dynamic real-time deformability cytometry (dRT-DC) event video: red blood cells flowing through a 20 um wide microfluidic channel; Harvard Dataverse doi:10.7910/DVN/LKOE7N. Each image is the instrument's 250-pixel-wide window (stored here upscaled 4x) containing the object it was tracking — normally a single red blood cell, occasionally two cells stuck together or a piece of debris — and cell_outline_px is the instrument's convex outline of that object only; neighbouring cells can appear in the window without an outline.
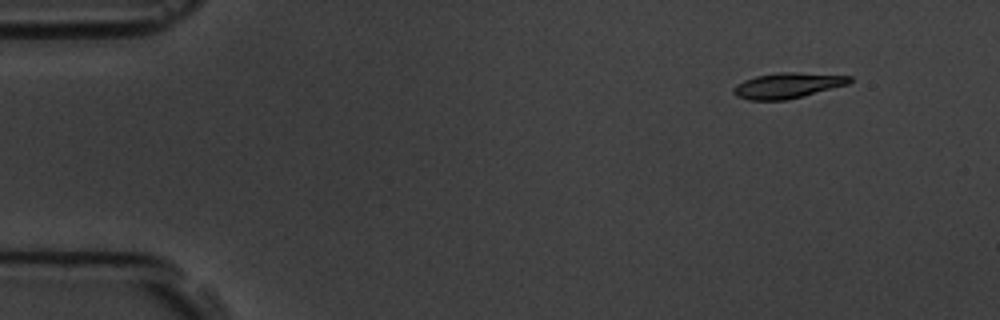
{"species": "common noctule bat (a hibernating species)", "species_latin": "Nyctalus noctula", "temperature_condition": "room temperature", "stored_images_in_passage": 4, "camera_frame_rate_fps": 3000, "um_per_image_px": 0.085, "animal": {"sex": "male", "body_mass_g": 19.5, "forearm_length_mm": 54.6}, "frame": {"image": 1, "passage_image": 1, "time_ms": 0.0, "image_size_px": [1000, 320], "cell_outline_px": [[852, 80], [848, 84], [788, 100], [748, 100], [736, 96], [732, 92], [732, 88], [736, 84], [744, 80], [756, 76], [780, 72], [796, 72], [852, 76]], "centroid_in_image_um": [66.91, 7.27], "position_along_channel_um": 18.1, "area_um2": 17.28}}
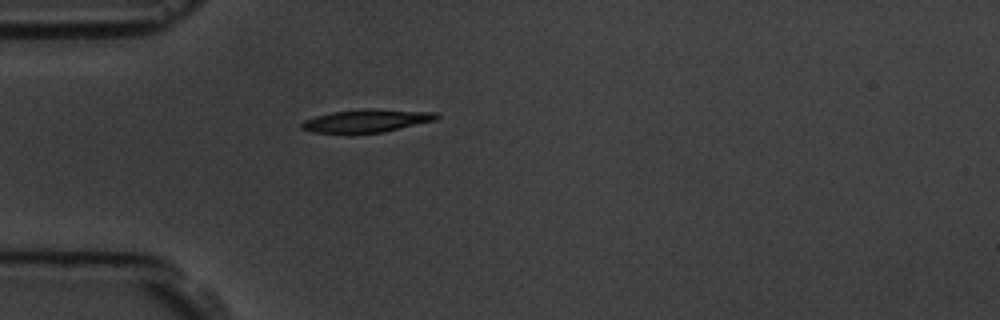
{"frame": {"image": 2, "passage_image": 4, "time_ms": 3.333, "image_size_px": [1000, 320], "cell_outline_px": [[440, 116], [436, 120], [384, 132], [348, 136], [312, 132], [300, 128], [300, 124], [304, 120], [316, 116], [332, 112], [368, 108], [436, 112]], "centroid_in_image_um": [31.1, 10.31], "position_along_channel_um": 53.9, "area_um2": 18.84}}